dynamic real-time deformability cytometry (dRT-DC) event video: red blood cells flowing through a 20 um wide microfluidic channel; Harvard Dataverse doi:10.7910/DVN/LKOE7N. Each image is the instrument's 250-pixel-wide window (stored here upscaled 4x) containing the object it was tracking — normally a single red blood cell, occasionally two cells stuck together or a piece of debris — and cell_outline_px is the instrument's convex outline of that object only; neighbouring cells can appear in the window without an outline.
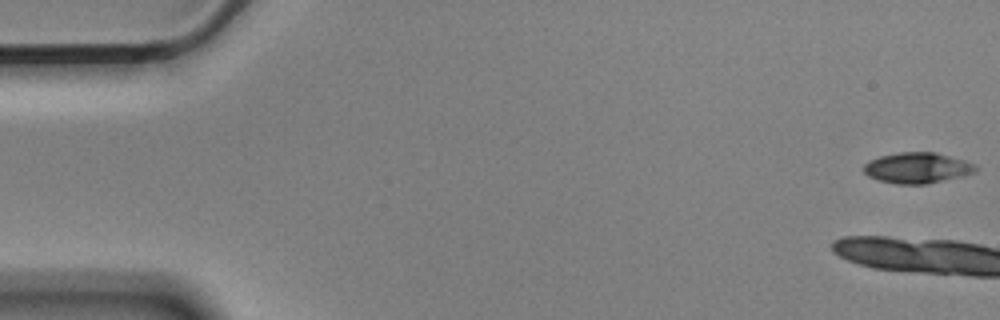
{"species": "Egyptian fruit bat (a non-hibernating species)", "species_latin": "Rousettus aegyptiacus", "temperature_condition": "cold", "stored_images_in_passage": 15, "camera_frame_rate_fps": 3000, "um_per_image_px": 0.085, "animal": {"sex": "male"}, "frame": {"image": 1, "passage_image": 1, "time_ms": 0.0, "image_size_px": [1000, 320], "cell_outline_px": [[976, 172], [960, 176], [924, 184], [896, 184], [880, 180], [868, 176], [864, 172], [864, 164], [880, 156], [900, 152], [936, 152], [964, 160], [976, 164]], "centroid_in_image_um": [77.97, 14.26], "position_along_channel_um": 7.0, "area_um2": 19.77}}